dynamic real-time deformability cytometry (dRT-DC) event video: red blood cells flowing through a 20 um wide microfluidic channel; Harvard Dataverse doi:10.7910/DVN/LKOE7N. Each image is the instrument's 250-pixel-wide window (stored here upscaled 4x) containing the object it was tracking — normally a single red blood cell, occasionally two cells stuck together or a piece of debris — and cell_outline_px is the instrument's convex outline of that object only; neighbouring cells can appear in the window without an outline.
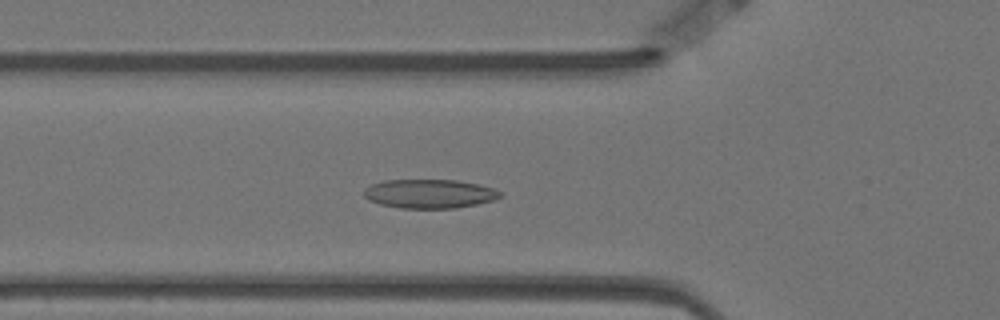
{"species": "Egyptian fruit bat (a non-hibernating species)", "species_latin": "Rousettus aegyptiacus", "temperature_condition": "warm", "stored_images_in_passage": 44, "camera_frame_rate_fps": 3000, "um_per_image_px": 0.085, "animal": {"sex": "female"}, "frame": {"image": 1, "passage_image": 6, "time_ms": 1.667, "image_size_px": [1000, 320], "cell_outline_px": [[504, 192], [500, 196], [492, 200], [476, 204], [456, 208], [400, 208], [380, 204], [368, 200], [364, 196], [364, 188], [372, 184], [384, 180], [456, 180], [480, 184]], "centroid_in_image_um": [36.49, 16.46], "position_along_channel_um": 89.3, "area_um2": 23.0}}
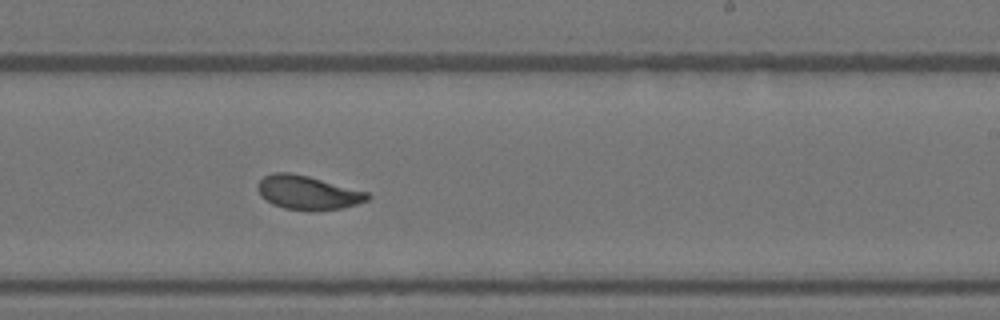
{"frame": {"image": 2, "passage_image": 21, "time_ms": 6.667, "image_size_px": [1000, 320], "cell_outline_px": [[372, 196], [368, 200], [356, 204], [340, 208], [312, 212], [284, 208], [272, 204], [260, 196], [256, 188], [256, 184], [264, 176], [272, 172], [288, 172], [308, 176], [368, 192]], "centroid_in_image_um": [26.12, 16.38], "position_along_channel_um": 262.9, "area_um2": 21.91}}
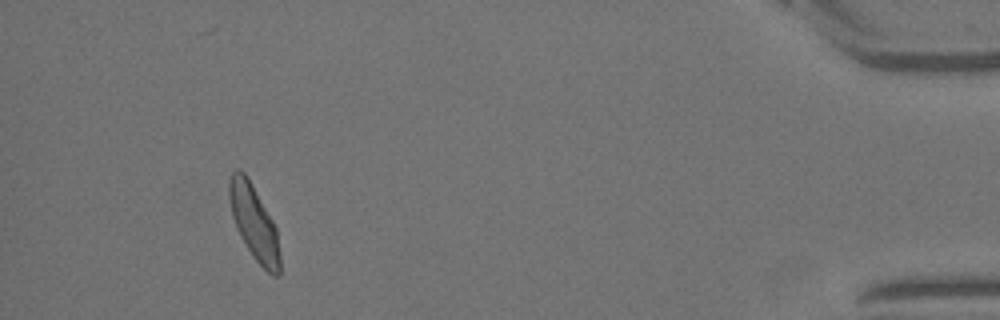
{"frame": {"image": 3, "passage_image": 40, "time_ms": 13.0, "image_size_px": [1000, 320], "cell_outline_px": [[280, 276], [272, 276], [256, 260], [240, 236], [236, 228], [232, 216], [228, 196], [228, 176], [236, 168], [240, 168], [248, 176], [272, 220], [276, 228], [280, 256]], "centroid_in_image_um": [21.57, 18.86], "position_along_channel_um": 413.6, "area_um2": 22.14}, "authors_computed_cell_mechanics": {"area_um2": 21.5305, "velocity_mm_per_s": 3.4602, "shape_relaxation_time_tau1_ms": 4.0692, "shape_relaxation_time_tau2_ms": 1.5153, "deformation_change_tau1": 0.1226, "deformation_change_tau2": 0.0738}}